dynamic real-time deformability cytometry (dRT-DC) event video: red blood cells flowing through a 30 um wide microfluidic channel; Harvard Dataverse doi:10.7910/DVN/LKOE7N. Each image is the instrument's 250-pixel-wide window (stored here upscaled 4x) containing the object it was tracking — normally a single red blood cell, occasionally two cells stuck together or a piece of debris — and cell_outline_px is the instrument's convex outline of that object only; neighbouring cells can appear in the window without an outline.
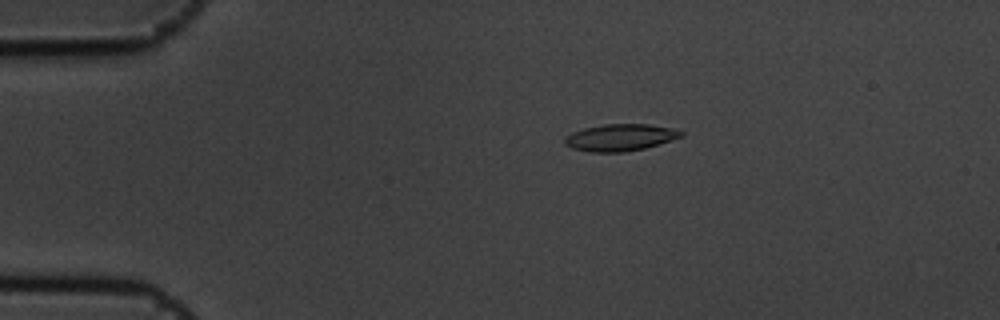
{"species": "common noctule bat (a hibernating species)", "species_latin": "Nyctalus noctula", "temperature_condition": "cold", "stored_images_in_passage": 5, "camera_frame_rate_fps": 3000, "um_per_image_px": 0.085, "animal": {"sex": "male", "body_mass_g": 19.5, "forearm_length_mm": 54.6}, "frame": {"image": 1, "passage_image": 3, "time_ms": 0.667, "image_size_px": [1000, 320], "cell_outline_px": [[684, 136], [644, 148], [624, 152], [588, 152], [572, 148], [564, 144], [564, 136], [572, 132], [584, 128], [604, 124], [648, 124], [672, 128], [684, 132]], "centroid_in_image_um": [52.68, 11.68], "position_along_channel_um": 32.3, "area_um2": 18.26}}